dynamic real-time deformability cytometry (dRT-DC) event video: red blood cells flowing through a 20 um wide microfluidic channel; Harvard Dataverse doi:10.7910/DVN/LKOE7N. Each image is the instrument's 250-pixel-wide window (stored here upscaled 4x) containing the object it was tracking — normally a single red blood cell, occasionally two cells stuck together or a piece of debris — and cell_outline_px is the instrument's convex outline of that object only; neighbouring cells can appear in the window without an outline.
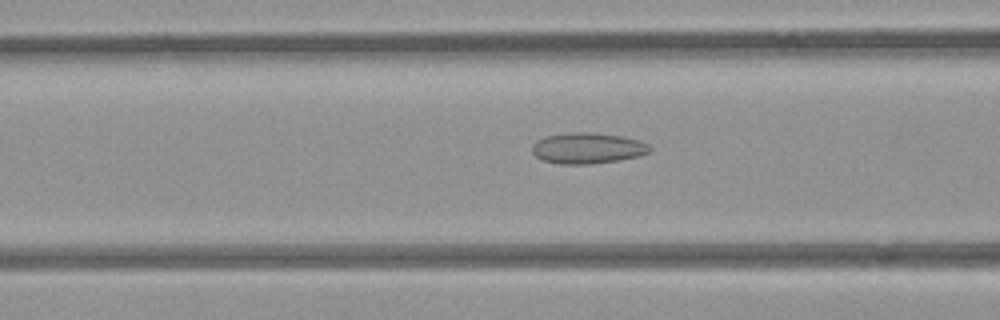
{"species": "common noctule bat (a hibernating species)", "species_latin": "Nyctalus noctula", "temperature_condition": "room temperature", "stored_images_in_passage": 52, "camera_frame_rate_fps": 3000, "um_per_image_px": 0.085, "animal": {"sex": "female", "body_mass_g": 21.9}, "frame": {"image": 1, "passage_image": 20, "time_ms": 6.333, "image_size_px": [1000, 320], "cell_outline_px": [[652, 148], [648, 152], [636, 156], [616, 160], [592, 164], [560, 164], [544, 160], [536, 156], [532, 152], [532, 144], [536, 140], [548, 136], [572, 132], [588, 132], [620, 136], [640, 140], [648, 144]], "centroid_in_image_um": [49.92, 12.59], "position_along_channel_um": 116.7, "area_um2": 20.92}}
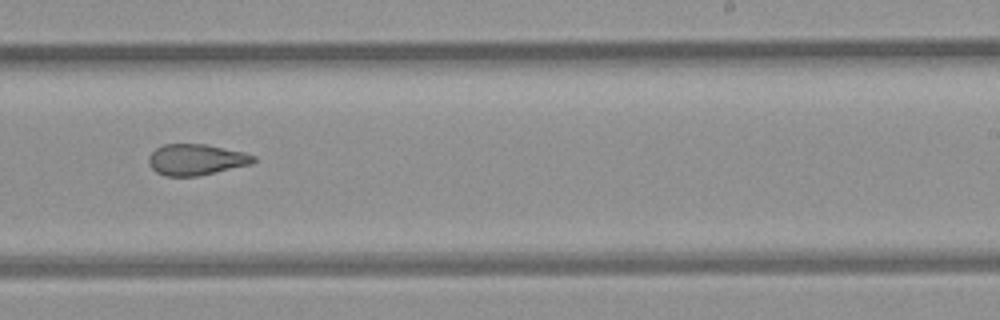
{"frame": {"image": 2, "passage_image": 32, "time_ms": 10.333, "image_size_px": [1000, 320], "cell_outline_px": [[256, 160], [252, 164], [196, 176], [164, 176], [156, 172], [148, 164], [148, 156], [156, 148], [164, 144], [208, 144], [244, 152], [256, 156]], "centroid_in_image_um": [16.66, 13.56], "position_along_channel_um": 272.3, "area_um2": 19.07}}
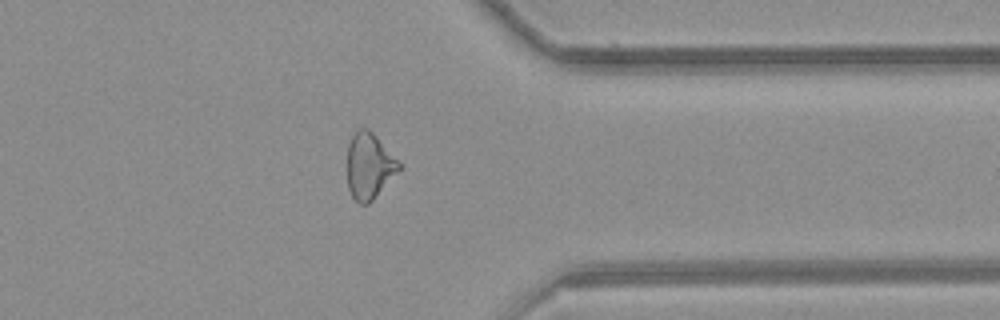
{"frame": {"image": 3, "passage_image": 41, "time_ms": 13.333, "image_size_px": [1000, 320], "cell_outline_px": [[400, 168], [372, 200], [368, 204], [360, 204], [352, 196], [348, 188], [348, 144], [352, 136], [360, 128], [368, 128], [376, 136], [400, 164]], "centroid_in_image_um": [31.35, 14.1], "position_along_channel_um": 380.1, "area_um2": 19.25}, "authors_computed_cell_mechanics": {"area_um2": 20.808, "velocity_mm_per_s": 3.8887, "shape_relaxation_time_tau1_ms": null, "shape_relaxation_time_tau2_ms": 2.4237, "deformation_change_tau1": null, "deformation_change_tau2": 0.1028}}